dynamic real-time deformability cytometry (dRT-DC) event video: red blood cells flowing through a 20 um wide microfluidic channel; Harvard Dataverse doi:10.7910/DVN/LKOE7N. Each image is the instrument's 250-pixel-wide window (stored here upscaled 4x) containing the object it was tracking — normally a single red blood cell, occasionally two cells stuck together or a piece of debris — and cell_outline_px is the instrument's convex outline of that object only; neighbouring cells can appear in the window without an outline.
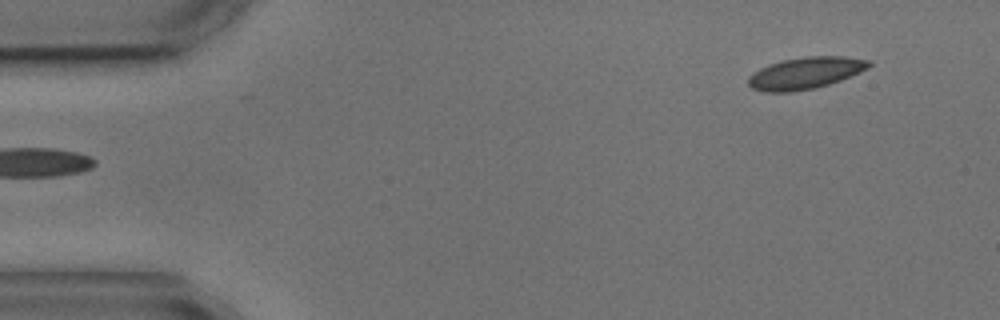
{"species": "common noctule bat (a hibernating species)", "species_latin": "Nyctalus noctula", "temperature_condition": "cold", "stored_images_in_passage": 3, "segment_of_instrument_passage": [2, 2], "camera_frame_rate_fps": 3000, "um_per_image_px": 0.085, "animal": {"sex": "male", "body_mass_g": 17.9, "forearm_length_mm": 54.2}, "frame": {"image": 1, "passage_image": 3, "time_ms": 3.333, "image_size_px": [1000, 320], "cell_outline_px": [[872, 64], [868, 68], [860, 72], [840, 80], [816, 88], [792, 92], [764, 92], [752, 88], [748, 84], [748, 76], [760, 68], [768, 64], [784, 60], [804, 56], [844, 56], [872, 60]], "centroid_in_image_um": [68.46, 6.2], "position_along_channel_um": 16.5, "area_um2": 22.48}}